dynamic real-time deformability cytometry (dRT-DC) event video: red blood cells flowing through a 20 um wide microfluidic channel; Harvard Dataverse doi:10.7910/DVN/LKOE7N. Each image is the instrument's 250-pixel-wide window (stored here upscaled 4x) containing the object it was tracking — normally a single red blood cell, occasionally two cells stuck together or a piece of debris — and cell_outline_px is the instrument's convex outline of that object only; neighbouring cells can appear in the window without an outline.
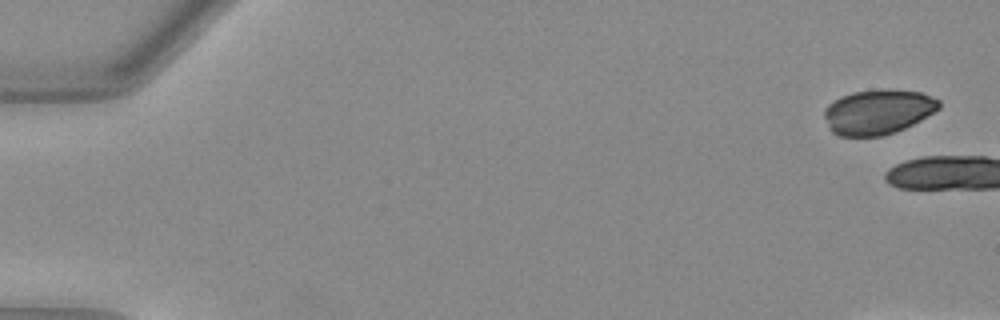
{"species": "Egyptian fruit bat (a non-hibernating species)", "species_latin": "Rousettus aegyptiacus", "temperature_condition": "warm", "stored_images_in_passage": 9, "camera_frame_rate_fps": 3000, "um_per_image_px": 0.085, "animal": {"sex": "female"}, "frame": {"image": 1, "passage_image": 1, "time_ms": 0.0, "image_size_px": [1000, 320], "cell_outline_px": [[940, 108], [920, 120], [904, 128], [880, 136], [840, 136], [832, 132], [828, 128], [824, 116], [824, 108], [828, 104], [840, 96], [852, 92], [884, 88], [892, 88], [924, 92], [940, 100]], "centroid_in_image_um": [74.62, 9.47], "position_along_channel_um": 10.4, "area_um2": 30.35}}